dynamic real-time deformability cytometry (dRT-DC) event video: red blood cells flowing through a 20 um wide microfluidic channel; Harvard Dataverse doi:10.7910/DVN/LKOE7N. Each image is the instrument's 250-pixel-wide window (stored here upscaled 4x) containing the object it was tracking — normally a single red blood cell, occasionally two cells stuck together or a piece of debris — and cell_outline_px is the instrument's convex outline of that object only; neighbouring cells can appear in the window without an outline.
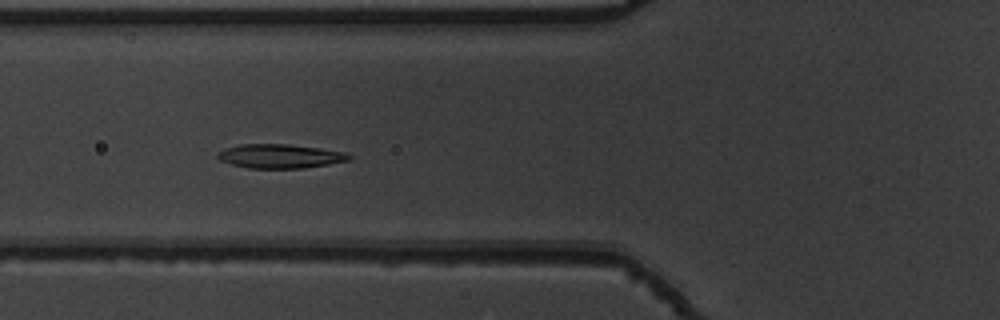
{"species": "common noctule bat (a hibernating species)", "species_latin": "Nyctalus noctula", "temperature_condition": "warm", "stored_images_in_passage": 40, "camera_frame_rate_fps": 3000, "um_per_image_px": 0.085, "animal": {"sex": "male", "body_mass_g": 19.5, "forearm_length_mm": 54.6}, "frame": {"image": 1, "passage_image": 7, "time_ms": 2.0, "image_size_px": [1000, 320], "cell_outline_px": [[352, 156], [348, 160], [328, 164], [304, 168], [248, 168], [232, 164], [220, 160], [216, 156], [220, 152], [228, 148], [240, 144], [284, 144], [320, 148], [344, 152]], "centroid_in_image_um": [23.81, 13.28], "position_along_channel_um": 102.0, "area_um2": 18.09}}
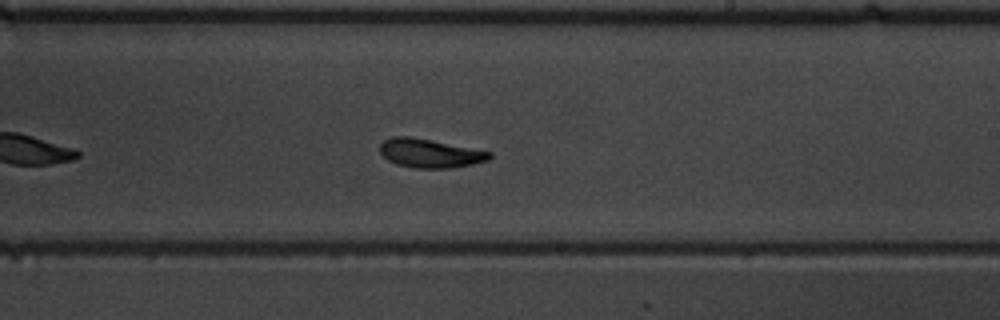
{"frame": {"image": 2, "passage_image": 19, "time_ms": 6.0, "image_size_px": [1000, 320], "cell_outline_px": [[492, 156], [488, 160], [472, 164], [448, 168], [412, 168], [396, 164], [388, 160], [380, 152], [380, 144], [384, 140], [392, 136], [408, 136], [492, 152]], "centroid_in_image_um": [36.51, 13.03], "position_along_channel_um": 252.5, "area_um2": 18.15}}
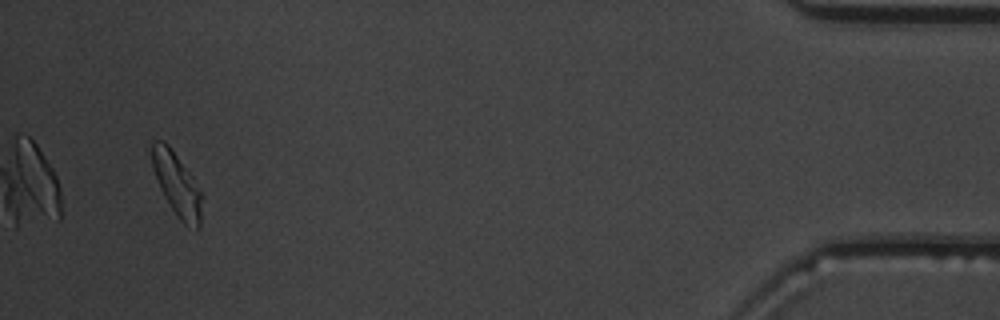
{"frame": {"image": 3, "passage_image": 38, "time_ms": 12.333, "image_size_px": [1000, 320], "cell_outline_px": [[204, 196], [200, 228], [196, 232], [184, 224], [180, 220], [164, 196], [160, 188], [152, 168], [152, 140], [164, 140], [168, 144], [192, 176]], "centroid_in_image_um": [15.08, 15.73], "position_along_channel_um": 420.1, "area_um2": 18.73}, "authors_computed_cell_mechanics": {"area_um2": 18.207, "velocity_mm_per_s": 3.7684, "shape_relaxation_time_tau1_ms": 2.6766, "shape_relaxation_time_tau2_ms": 2.0184, "deformation_change_tau1": 0.172, "deformation_change_tau2": 0.0973}}